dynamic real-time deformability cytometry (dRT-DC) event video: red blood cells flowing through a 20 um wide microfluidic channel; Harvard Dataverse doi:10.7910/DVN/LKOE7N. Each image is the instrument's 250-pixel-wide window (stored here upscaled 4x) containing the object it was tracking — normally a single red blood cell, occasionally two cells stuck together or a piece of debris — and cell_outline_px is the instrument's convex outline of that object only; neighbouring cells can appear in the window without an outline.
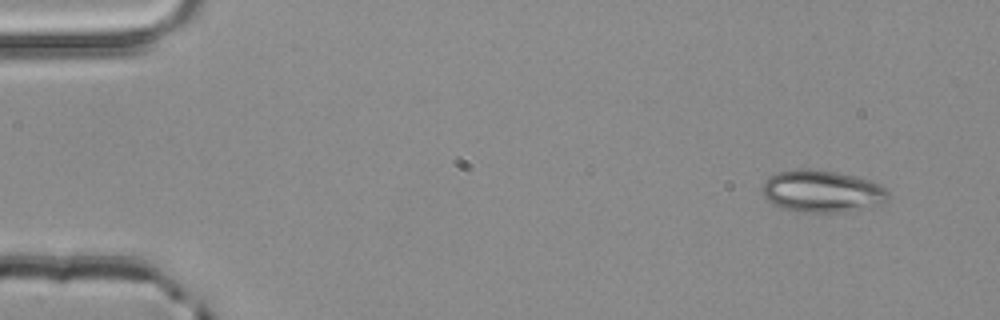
{"species": "common noctule bat (a hibernating species)", "species_latin": "Nyctalus noctula", "temperature_condition": "room temperature", "stored_images_in_passage": 4, "camera_frame_rate_fps": 3000, "um_per_image_px": 0.085, "animal": {"sex": "male", "body_mass_g": 20.4}, "frame": {"image": 1, "passage_image": 1, "time_ms": 0.0, "image_size_px": [1000, 320], "cell_outline_px": [[888, 200], [880, 204], [832, 212], [800, 212], [784, 208], [768, 200], [760, 192], [760, 188], [764, 180], [768, 176], [776, 172], [800, 168], [812, 168], [836, 172], [872, 180], [880, 184], [888, 192]], "centroid_in_image_um": [69.8, 16.22], "position_along_channel_um": 15.2, "area_um2": 30.81}}
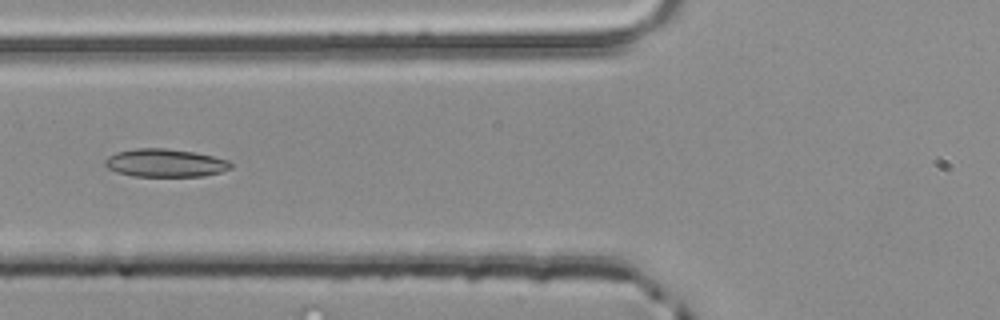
{"frame": {"image": 2, "passage_image": 4, "time_ms": 1.0, "image_size_px": [1000, 320], "cell_outline_px": [[232, 168], [220, 172], [204, 176], [132, 176], [116, 172], [108, 168], [104, 164], [104, 160], [108, 156], [116, 152], [136, 148], [164, 148], [196, 152], [228, 160], [232, 164]], "centroid_in_image_um": [14.03, 13.85], "position_along_channel_um": 111.8, "area_um2": 20.63}}